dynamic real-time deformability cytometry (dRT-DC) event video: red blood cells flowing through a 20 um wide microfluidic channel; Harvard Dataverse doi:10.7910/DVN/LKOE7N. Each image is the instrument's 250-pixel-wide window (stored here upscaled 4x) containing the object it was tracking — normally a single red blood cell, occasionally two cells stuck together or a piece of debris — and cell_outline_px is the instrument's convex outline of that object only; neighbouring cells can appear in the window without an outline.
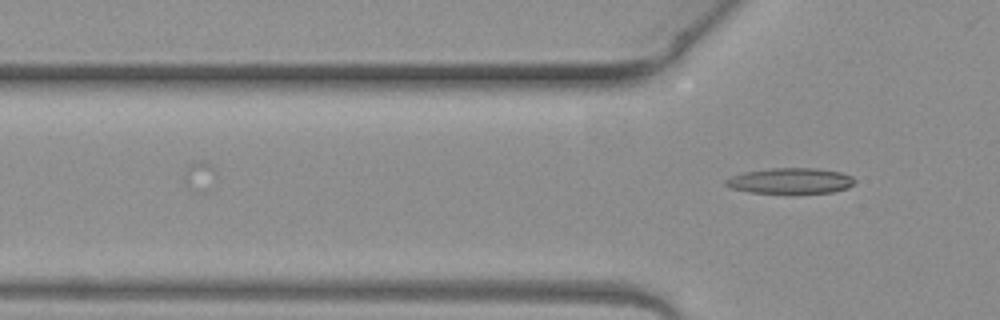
{"species": "common noctule bat (a hibernating species)", "species_latin": "Nyctalus noctula", "temperature_condition": "warm", "stored_images_in_passage": 3, "camera_frame_rate_fps": 3000, "um_per_image_px": 0.085, "animal": {"sex": "female", "body_mass_g": 19.3, "forearm_length_mm": 54.1}, "frame": {"image": 1, "passage_image": 3, "time_ms": 0.667, "image_size_px": [1000, 320], "cell_outline_px": [[856, 180], [848, 188], [832, 192], [748, 192], [732, 188], [724, 184], [724, 180], [732, 176], [744, 172], [772, 168], [816, 168], [840, 172], [852, 176]], "centroid_in_image_um": [67.19, 15.35], "position_along_channel_um": 58.6, "area_um2": 18.96}}